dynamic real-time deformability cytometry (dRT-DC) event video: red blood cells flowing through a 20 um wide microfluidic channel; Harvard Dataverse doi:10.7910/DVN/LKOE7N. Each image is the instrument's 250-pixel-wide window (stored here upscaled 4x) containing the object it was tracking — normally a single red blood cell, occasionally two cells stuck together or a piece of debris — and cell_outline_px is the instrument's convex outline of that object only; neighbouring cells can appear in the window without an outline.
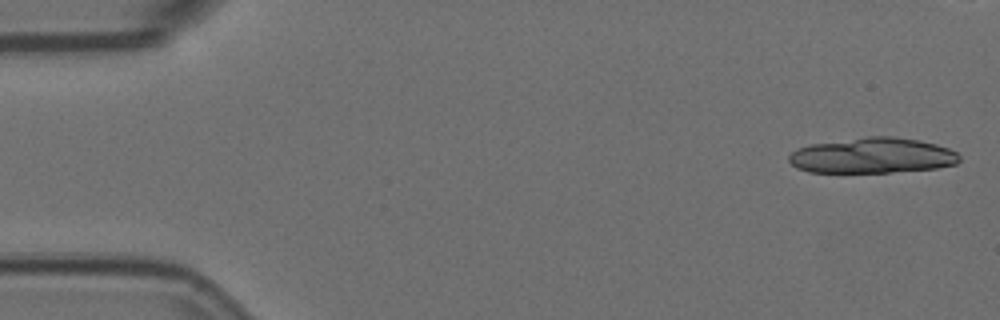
{"species": "Egyptian fruit bat (a non-hibernating species)", "species_latin": "Rousettus aegyptiacus", "temperature_condition": "room temperature", "stored_images_in_passage": 22, "camera_frame_rate_fps": 3000, "um_per_image_px": 0.085, "animal": {"sex": "female"}, "frame": {"image": 1, "passage_image": 2, "time_ms": 0.333, "image_size_px": [1000, 320], "cell_outline_px": [[960, 160], [956, 164], [936, 168], [892, 172], [808, 172], [796, 168], [788, 160], [788, 156], [796, 148], [812, 144], [868, 136], [892, 136], [920, 140], [936, 144], [948, 148], [956, 152], [960, 156]], "centroid_in_image_um": [74.15, 13.22], "position_along_channel_um": 10.8, "area_um2": 35.32}}